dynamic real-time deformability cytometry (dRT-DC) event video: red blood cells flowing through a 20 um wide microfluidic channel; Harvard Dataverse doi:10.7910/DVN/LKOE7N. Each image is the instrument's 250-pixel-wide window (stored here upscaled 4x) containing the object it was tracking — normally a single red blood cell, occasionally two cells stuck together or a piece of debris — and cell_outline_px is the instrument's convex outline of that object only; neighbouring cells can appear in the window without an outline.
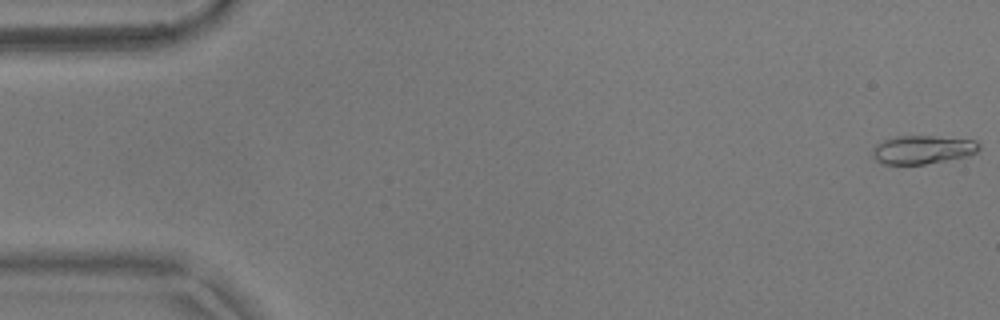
{"species": "common noctule bat (a hibernating species)", "species_latin": "Nyctalus noctula", "temperature_condition": "warm", "stored_images_in_passage": 54, "camera_frame_rate_fps": 3000, "um_per_image_px": 0.085, "animal": {"sex": "male", "body_mass_g": 17.9}, "frame": {"image": 1, "passage_image": 1, "time_ms": 0.0, "image_size_px": [1000, 320], "cell_outline_px": [[980, 148], [976, 152], [968, 156], [924, 164], [884, 164], [876, 160], [872, 156], [872, 148], [876, 144], [884, 140], [896, 136], [932, 136], [976, 140], [980, 144]], "centroid_in_image_um": [78.41, 12.72], "position_along_channel_um": 6.6, "area_um2": 17.69}}
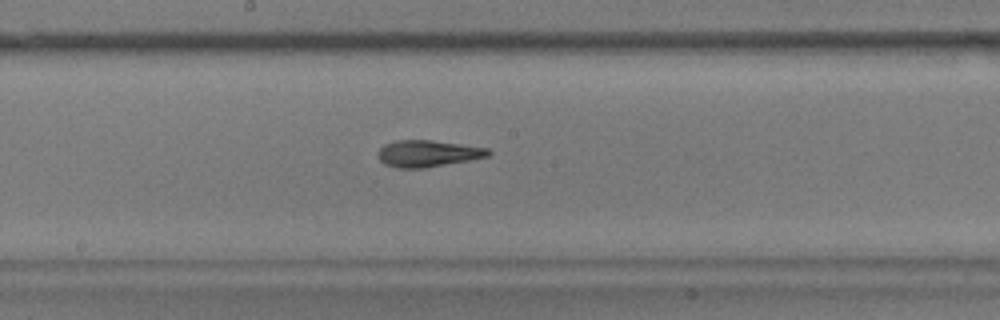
{"frame": {"image": 2, "passage_image": 29, "time_ms": 9.333, "image_size_px": [1000, 320], "cell_outline_px": [[492, 152], [488, 156], [468, 160], [424, 168], [396, 168], [384, 164], [380, 160], [380, 148], [384, 144], [396, 140], [432, 140], [488, 148]], "centroid_in_image_um": [36.36, 13.04], "position_along_channel_um": 211.8, "area_um2": 16.94}}
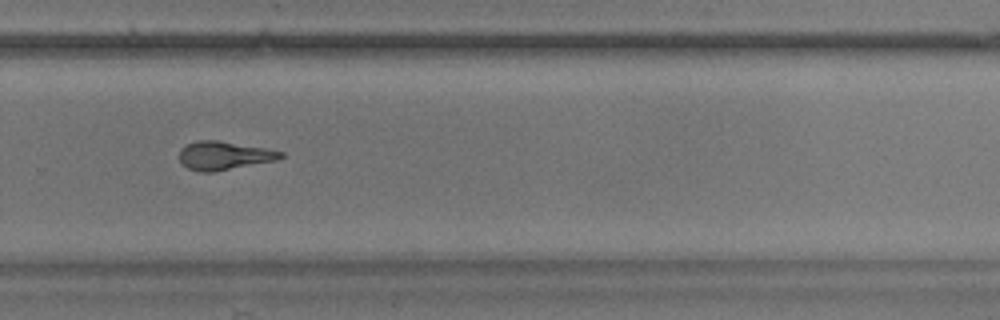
{"frame": {"image": 3, "passage_image": 37, "time_ms": 12.0, "image_size_px": [1000, 320], "cell_outline_px": [[284, 156], [276, 160], [212, 172], [200, 172], [188, 168], [180, 164], [180, 148], [196, 140], [216, 140], [264, 148], [284, 152]], "centroid_in_image_um": [19.0, 13.22], "position_along_channel_um": 310.8, "area_um2": 16.65}, "authors_computed_cell_mechanics": {"area_um2": 17.0799, "velocity_mm_per_s": 3.7213, "shape_relaxation_time_tau1_ms": 7.6801, "shape_relaxation_time_tau2_ms": 2.4661, "deformation_change_tau1": 0.2612, "deformation_change_tau2": 0.1334}}